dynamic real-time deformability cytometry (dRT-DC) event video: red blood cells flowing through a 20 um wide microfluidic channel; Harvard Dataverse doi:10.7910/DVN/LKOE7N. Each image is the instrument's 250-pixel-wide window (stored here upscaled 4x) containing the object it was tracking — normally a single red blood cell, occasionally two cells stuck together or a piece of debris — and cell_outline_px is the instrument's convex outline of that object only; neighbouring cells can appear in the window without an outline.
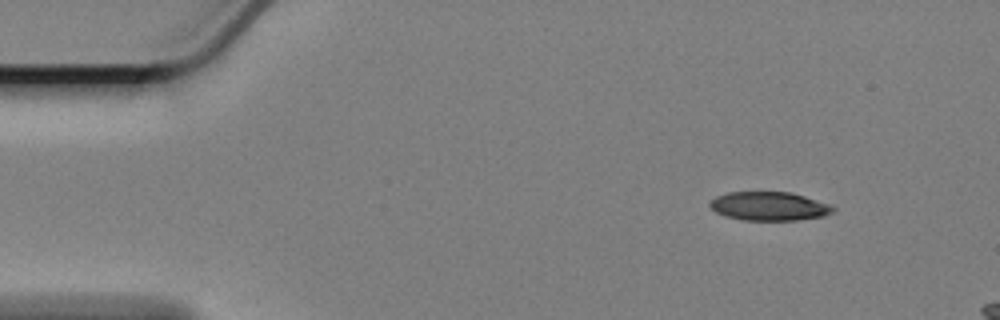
{"species": "Egyptian fruit bat (a non-hibernating species)", "species_latin": "Rousettus aegyptiacus", "temperature_condition": "cold", "stored_images_in_passage": 9, "camera_frame_rate_fps": 3000, "um_per_image_px": 0.085, "animal": {"sex": "female"}, "frame": {"image": 1, "passage_image": 1, "time_ms": 0.0, "image_size_px": [1000, 320], "cell_outline_px": [[836, 208], [832, 212], [824, 216], [796, 220], [740, 220], [724, 216], [716, 212], [708, 204], [716, 196], [728, 192], [792, 192], [832, 204]], "centroid_in_image_um": [65.4, 17.52], "position_along_channel_um": 19.6, "area_um2": 20.81}}